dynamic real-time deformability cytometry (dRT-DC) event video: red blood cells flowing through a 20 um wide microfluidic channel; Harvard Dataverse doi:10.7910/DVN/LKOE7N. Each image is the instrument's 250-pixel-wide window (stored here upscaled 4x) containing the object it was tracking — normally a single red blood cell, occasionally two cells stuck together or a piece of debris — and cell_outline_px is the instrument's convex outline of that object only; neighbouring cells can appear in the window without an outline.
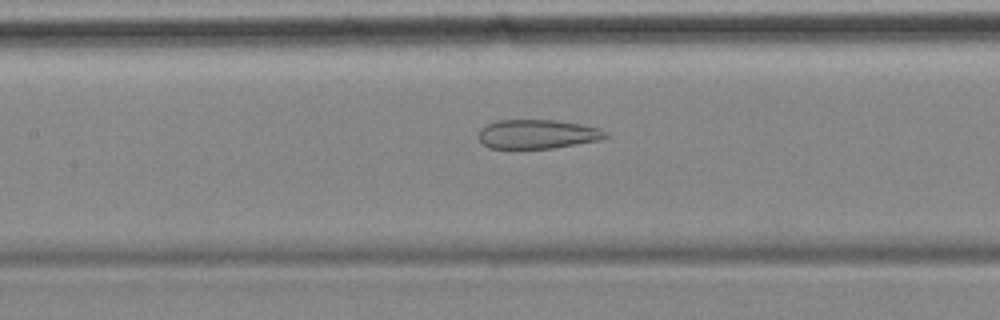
{"species": "common noctule bat (a hibernating species)", "species_latin": "Nyctalus noctula", "temperature_condition": "cold", "stored_images_in_passage": 56, "camera_frame_rate_fps": 3000, "um_per_image_px": 0.085, "animal": {"sex": "female", "body_mass_g": 18.4}, "frame": {"image": 1, "passage_image": 25, "time_ms": 8.0, "image_size_px": [1000, 320], "cell_outline_px": [[608, 136], [600, 140], [552, 148], [488, 148], [480, 140], [480, 128], [496, 120], [556, 120], [580, 124], [600, 128], [608, 132]], "centroid_in_image_um": [45.71, 11.39], "position_along_channel_um": 161.7, "area_um2": 21.44}}
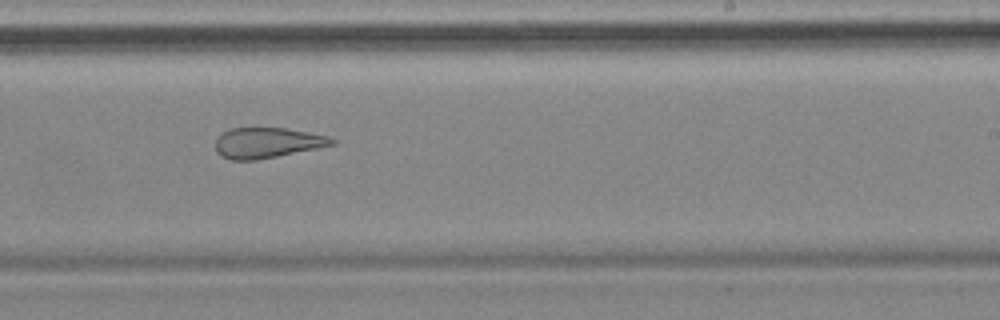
{"frame": {"image": 2, "passage_image": 34, "time_ms": 11.0, "image_size_px": [1000, 320], "cell_outline_px": [[336, 144], [256, 160], [232, 160], [220, 156], [216, 152], [216, 140], [228, 128], [284, 128], [308, 132], [328, 136], [336, 140]], "centroid_in_image_um": [22.7, 12.13], "position_along_channel_um": 266.3, "area_um2": 20.46}}
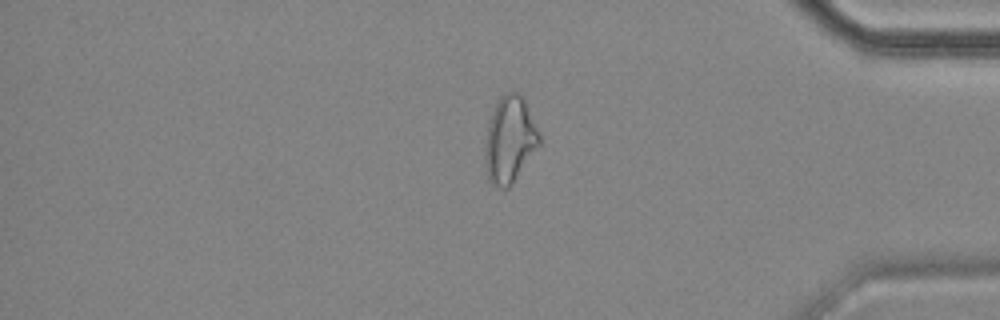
{"frame": {"image": 3, "passage_image": 47, "time_ms": 15.333, "image_size_px": [1000, 320], "cell_outline_px": [[540, 144], [512, 184], [508, 188], [500, 188], [488, 184], [484, 168], [484, 144], [488, 120], [496, 100], [500, 96], [508, 92], [520, 92], [524, 96], [540, 136]], "centroid_in_image_um": [43.27, 11.88], "position_along_channel_um": 391.9, "area_um2": 28.09}, "authors_computed_cell_mechanics": {"area_um2": 27.9752, "velocity_mm_per_s": 3.5036, "shape_relaxation_time_tau1_ms": null, "shape_relaxation_time_tau2_ms": 2.3288, "deformation_change_tau1": null, "deformation_change_tau2": 0.1263}}